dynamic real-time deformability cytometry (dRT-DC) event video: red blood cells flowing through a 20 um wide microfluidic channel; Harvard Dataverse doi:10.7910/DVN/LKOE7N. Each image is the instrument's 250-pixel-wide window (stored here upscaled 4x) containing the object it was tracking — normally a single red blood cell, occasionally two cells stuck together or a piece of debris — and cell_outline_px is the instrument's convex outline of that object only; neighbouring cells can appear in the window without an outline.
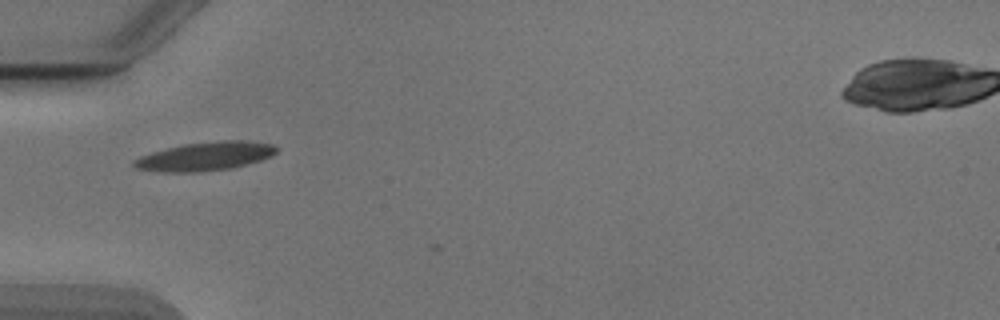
{"species": "Egyptian fruit bat (a non-hibernating species)", "species_latin": "Rousettus aegyptiacus", "temperature_condition": "cold", "stored_images_in_passage": 2, "camera_frame_rate_fps": 3000, "um_per_image_px": 0.085, "animal": {"sex": "male"}, "frame": {"image": 1, "passage_image": 1, "time_ms": 0.0, "image_size_px": [1000, 320], "cell_outline_px": [[276, 152], [260, 160], [232, 168], [196, 172], [160, 172], [136, 168], [132, 164], [132, 160], [140, 156], [152, 152], [184, 144], [220, 140], [240, 140], [272, 144], [276, 148]], "centroid_in_image_um": [17.38, 13.29], "position_along_channel_um": 67.6, "area_um2": 23.52}}